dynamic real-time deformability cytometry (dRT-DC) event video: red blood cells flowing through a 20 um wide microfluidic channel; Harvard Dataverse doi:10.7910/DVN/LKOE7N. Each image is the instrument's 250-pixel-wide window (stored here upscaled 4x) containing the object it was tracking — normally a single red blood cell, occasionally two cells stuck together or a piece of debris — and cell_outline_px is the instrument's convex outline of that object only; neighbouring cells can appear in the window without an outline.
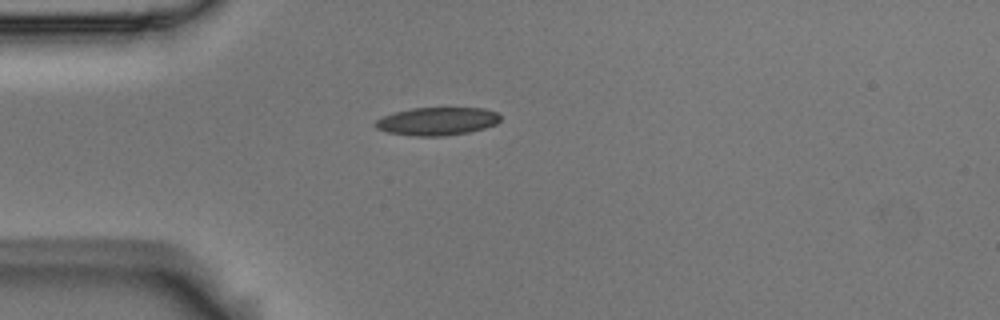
{"species": "Egyptian fruit bat (a non-hibernating species)", "species_latin": "Rousettus aegyptiacus", "temperature_condition": "room temperature", "stored_images_in_passage": 1, "camera_frame_rate_fps": 3000, "um_per_image_px": 0.085, "animal": {"sex": "male"}, "frame": {"image": 1, "passage_image": 1, "time_ms": 0.0, "image_size_px": [1000, 320], "cell_outline_px": [[500, 120], [496, 124], [484, 128], [468, 132], [444, 136], [416, 136], [388, 132], [376, 128], [372, 124], [376, 120], [384, 116], [396, 112], [412, 108], [484, 108], [496, 112], [500, 116]], "centroid_in_image_um": [37.15, 10.31], "position_along_channel_um": 47.8, "area_um2": 20.29}}